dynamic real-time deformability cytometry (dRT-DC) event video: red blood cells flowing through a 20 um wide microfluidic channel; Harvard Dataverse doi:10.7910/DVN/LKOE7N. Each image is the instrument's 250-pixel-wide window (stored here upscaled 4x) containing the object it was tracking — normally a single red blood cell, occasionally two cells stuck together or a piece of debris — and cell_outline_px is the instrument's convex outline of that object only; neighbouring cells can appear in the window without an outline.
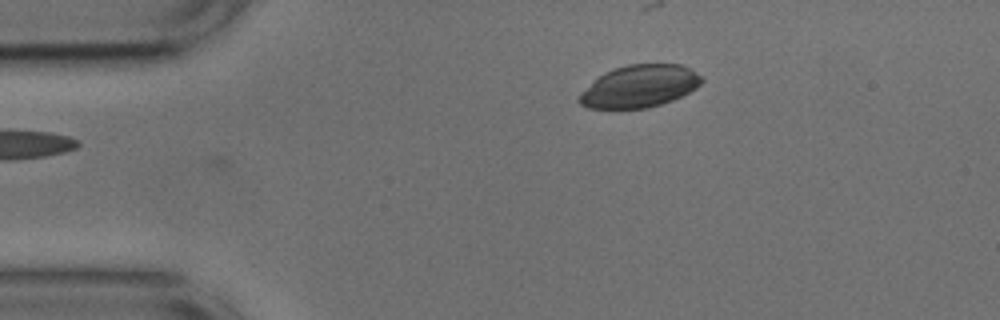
{"species": "common noctule bat (a hibernating species)", "species_latin": "Nyctalus noctula", "temperature_condition": "cold", "stored_images_in_passage": 2, "camera_frame_rate_fps": 3000, "um_per_image_px": 0.085, "animal": {"sex": "male", "body_mass_g": 17.9, "forearm_length_mm": 54.2}, "frame": {"image": 1, "passage_image": 2, "time_ms": 0.333, "image_size_px": [1000, 320], "cell_outline_px": [[704, 80], [696, 88], [672, 100], [648, 108], [588, 108], [580, 104], [576, 100], [580, 92], [592, 80], [604, 72], [628, 64], [680, 64], [704, 76]], "centroid_in_image_um": [54.32, 7.33], "position_along_channel_um": 30.7, "area_um2": 30.29}}